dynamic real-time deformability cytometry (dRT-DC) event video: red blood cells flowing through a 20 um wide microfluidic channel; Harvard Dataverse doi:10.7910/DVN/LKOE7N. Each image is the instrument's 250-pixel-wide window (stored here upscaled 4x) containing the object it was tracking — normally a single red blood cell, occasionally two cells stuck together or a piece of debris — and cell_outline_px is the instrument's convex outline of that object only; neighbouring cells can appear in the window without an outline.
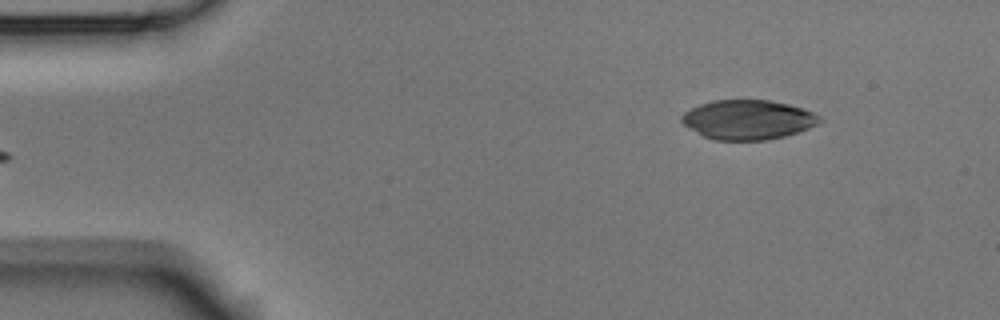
{"species": "Egyptian fruit bat (a non-hibernating species)", "species_latin": "Rousettus aegyptiacus", "temperature_condition": "room temperature", "stored_images_in_passage": 4, "segment_of_instrument_passage": [2, 2], "camera_frame_rate_fps": 3000, "um_per_image_px": 0.085, "animal": {"sex": "male"}, "frame": {"image": 1, "passage_image": 4, "time_ms": 1.0, "image_size_px": [1000, 320], "cell_outline_px": [[820, 120], [816, 124], [808, 128], [784, 136], [764, 140], [716, 140], [704, 136], [684, 124], [680, 120], [680, 116], [684, 112], [700, 104], [712, 100], [768, 100], [788, 104], [804, 108], [820, 116]], "centroid_in_image_um": [63.56, 10.16], "position_along_channel_um": 21.4, "area_um2": 31.44}}